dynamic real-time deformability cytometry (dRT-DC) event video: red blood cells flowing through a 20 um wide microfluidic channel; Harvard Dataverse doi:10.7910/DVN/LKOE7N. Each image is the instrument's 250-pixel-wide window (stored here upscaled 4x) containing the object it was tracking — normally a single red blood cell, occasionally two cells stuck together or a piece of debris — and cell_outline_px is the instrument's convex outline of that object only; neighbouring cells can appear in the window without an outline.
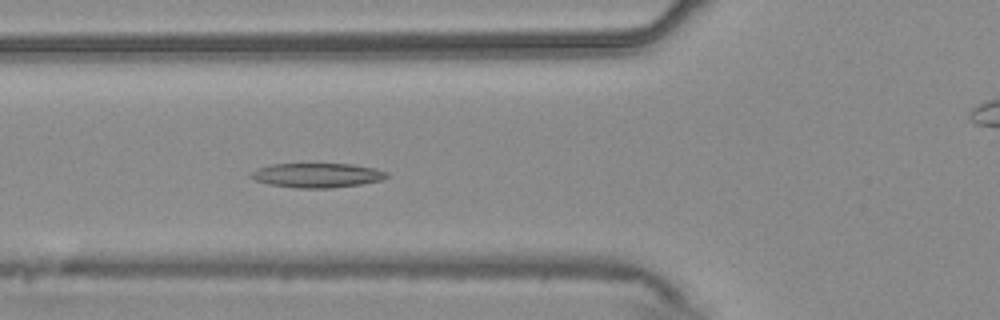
{"species": "common noctule bat (a hibernating species)", "species_latin": "Nyctalus noctula", "temperature_condition": "warm", "stored_images_in_passage": 56, "camera_frame_rate_fps": 3000, "um_per_image_px": 0.085, "animal": {"sex": "male", "body_mass_g": 20.4}, "frame": {"image": 1, "passage_image": 20, "time_ms": 6.333, "image_size_px": [1000, 320], "cell_outline_px": [[392, 176], [380, 180], [360, 184], [332, 188], [296, 188], [268, 184], [256, 180], [248, 176], [252, 172], [260, 168], [272, 164], [352, 164], [376, 168], [388, 172]], "centroid_in_image_um": [27.01, 14.9], "position_along_channel_um": 98.8, "area_um2": 19.36}}
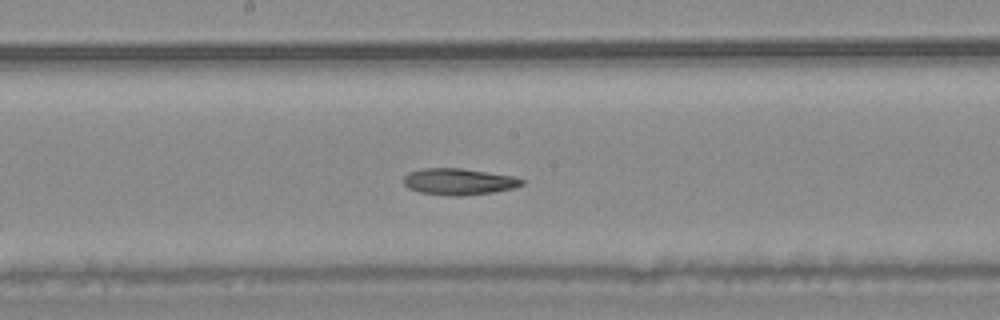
{"frame": {"image": 2, "passage_image": 29, "time_ms": 9.333, "image_size_px": [1000, 320], "cell_outline_px": [[524, 184], [512, 188], [492, 192], [460, 196], [448, 196], [420, 192], [408, 188], [404, 184], [404, 176], [408, 172], [424, 168], [460, 168], [512, 176], [524, 180]], "centroid_in_image_um": [38.95, 15.44], "position_along_channel_um": 209.2, "area_um2": 18.09}}
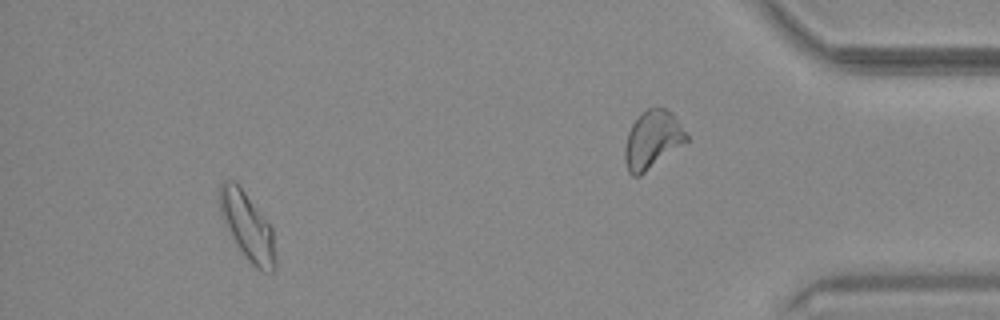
{"frame": {"image": 3, "passage_image": 51, "time_ms": 16.667, "image_size_px": [1000, 320], "cell_outline_px": [[276, 268], [272, 272], [264, 272], [256, 268], [248, 260], [236, 244], [220, 216], [220, 184], [224, 180], [232, 180], [244, 192], [272, 228], [276, 256]], "centroid_in_image_um": [21.04, 19.29], "position_along_channel_um": 414.2, "area_um2": 21.56}}